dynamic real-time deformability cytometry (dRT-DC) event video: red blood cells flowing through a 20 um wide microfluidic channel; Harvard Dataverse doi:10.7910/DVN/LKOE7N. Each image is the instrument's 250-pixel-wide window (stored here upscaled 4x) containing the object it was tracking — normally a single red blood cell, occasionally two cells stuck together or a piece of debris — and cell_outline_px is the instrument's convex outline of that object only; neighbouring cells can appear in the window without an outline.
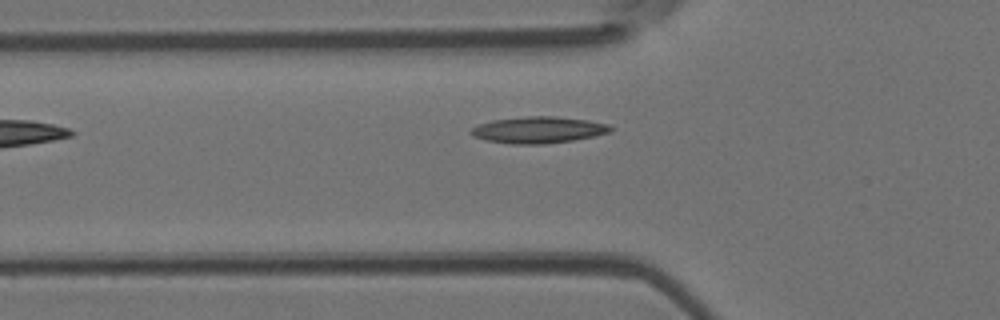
{"species": "Egyptian fruit bat (a non-hibernating species)", "species_latin": "Rousettus aegyptiacus", "temperature_condition": "room temperature", "stored_images_in_passage": 3, "camera_frame_rate_fps": 3000, "um_per_image_px": 0.085, "animal": {"sex": "female"}, "frame": {"image": 1, "passage_image": 3, "time_ms": 0.667, "image_size_px": [1000, 320], "cell_outline_px": [[616, 128], [612, 132], [596, 136], [572, 140], [544, 144], [512, 144], [488, 140], [472, 136], [468, 132], [476, 124], [492, 120], [524, 116], [556, 116], [588, 120], [608, 124]], "centroid_in_image_um": [45.79, 11.03], "position_along_channel_um": 80.0, "area_um2": 21.85}}